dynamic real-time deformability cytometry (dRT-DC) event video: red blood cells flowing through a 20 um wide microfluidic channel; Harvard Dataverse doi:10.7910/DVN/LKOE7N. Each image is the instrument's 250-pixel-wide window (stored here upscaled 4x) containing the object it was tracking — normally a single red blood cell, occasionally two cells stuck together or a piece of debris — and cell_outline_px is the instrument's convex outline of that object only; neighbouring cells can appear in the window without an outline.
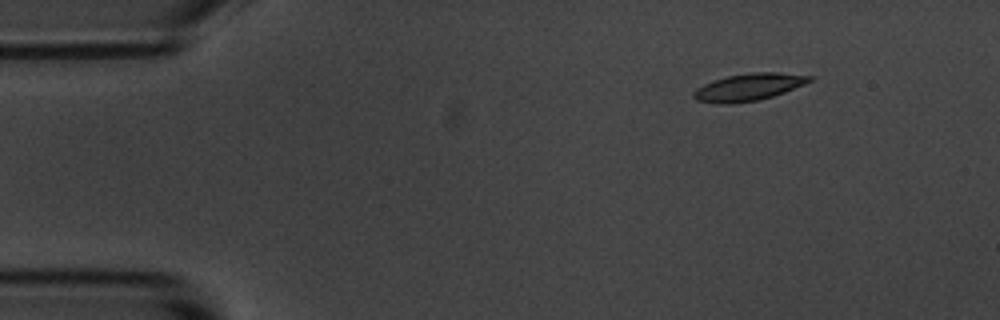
{"species": "common noctule bat (a hibernating species)", "species_latin": "Nyctalus noctula", "temperature_condition": "room temperature", "stored_images_in_passage": 5, "segment_of_instrument_passage": [2, 2], "camera_frame_rate_fps": 3000, "um_per_image_px": 0.085, "animal": {"sex": "male", "body_mass_g": 20.1, "forearm_length_mm": 53.5}, "frame": {"image": 1, "passage_image": 5, "time_ms": 4.667, "image_size_px": [1000, 320], "cell_outline_px": [[812, 80], [804, 84], [784, 92], [772, 96], [756, 100], [732, 104], [716, 104], [696, 100], [692, 96], [692, 92], [696, 88], [704, 84], [728, 76], [752, 72], [780, 72], [812, 76]], "centroid_in_image_um": [63.6, 7.41], "position_along_channel_um": 21.4, "area_um2": 18.26}}